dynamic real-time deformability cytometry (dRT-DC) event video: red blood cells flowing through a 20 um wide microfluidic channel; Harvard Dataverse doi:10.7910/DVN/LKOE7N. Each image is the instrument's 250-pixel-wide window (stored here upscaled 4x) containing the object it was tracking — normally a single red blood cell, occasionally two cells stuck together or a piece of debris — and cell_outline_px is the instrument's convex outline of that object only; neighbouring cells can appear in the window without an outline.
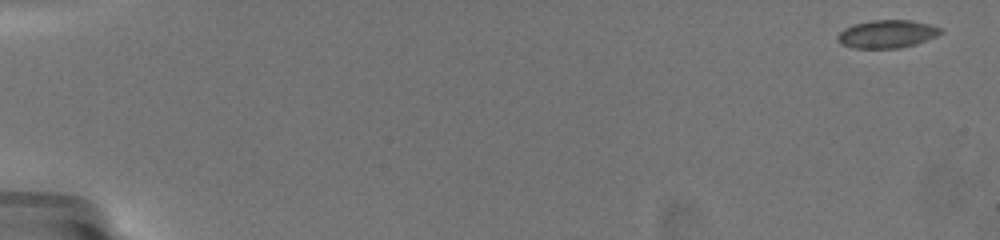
{"species": "common noctule bat (a hibernating species)", "species_latin": "Nyctalus noctula", "temperature_condition": "warm", "stored_images_in_passage": 19, "camera_frame_rate_fps": 3000, "um_per_image_px": 0.085, "animal": {"sex": "female", "body_mass_g": 19.5, "forearm_length_mm": 54.1}, "frame": {"image": 1, "passage_image": 1, "time_ms": 0.0, "image_size_px": [1000, 240], "cell_outline_px": [[944, 32], [936, 36], [916, 44], [900, 48], [852, 48], [840, 44], [836, 40], [836, 36], [844, 28], [856, 24], [872, 20], [912, 20], [944, 28]], "centroid_in_image_um": [75.4, 2.89], "position_along_channel_um": 9.6, "area_um2": 16.94}}
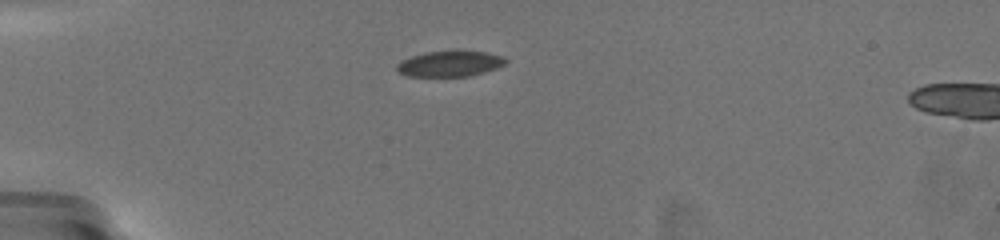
{"frame": {"image": 2, "passage_image": 16, "time_ms": 5.333, "image_size_px": [1000, 240], "cell_outline_px": [[508, 60], [504, 64], [496, 68], [484, 72], [468, 76], [408, 76], [400, 72], [396, 68], [396, 64], [400, 60], [424, 52], [452, 48], [460, 48], [484, 52], [504, 56]], "centroid_in_image_um": [38.25, 5.36], "position_along_channel_um": 46.8, "area_um2": 16.94}}